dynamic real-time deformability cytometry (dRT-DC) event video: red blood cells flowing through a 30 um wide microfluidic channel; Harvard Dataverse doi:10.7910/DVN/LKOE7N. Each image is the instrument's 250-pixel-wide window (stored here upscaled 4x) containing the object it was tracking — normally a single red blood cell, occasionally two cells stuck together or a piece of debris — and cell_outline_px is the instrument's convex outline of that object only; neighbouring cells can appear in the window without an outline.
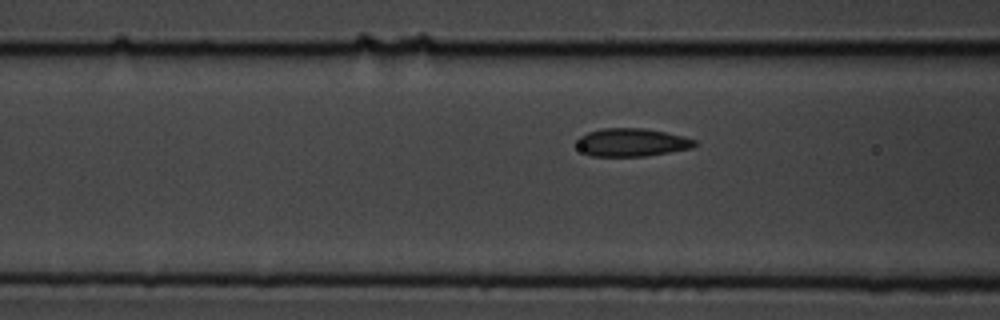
{"species": "common noctule bat (a hibernating species)", "species_latin": "Nyctalus noctula", "temperature_condition": "cold", "stored_images_in_passage": 9, "camera_frame_rate_fps": 3000, "um_per_image_px": 0.085, "animal": {"sex": "male", "body_mass_g": 19.5, "forearm_length_mm": 54.6}, "frame": {"image": 1, "passage_image": 7, "time_ms": 2.0, "image_size_px": [1000, 320], "cell_outline_px": [[700, 144], [692, 148], [644, 156], [592, 156], [584, 152], [576, 144], [576, 140], [580, 136], [588, 132], [604, 128], [644, 128], [684, 136], [696, 140]], "centroid_in_image_um": [53.73, 12.1], "position_along_channel_um": 112.9, "area_um2": 19.25}}